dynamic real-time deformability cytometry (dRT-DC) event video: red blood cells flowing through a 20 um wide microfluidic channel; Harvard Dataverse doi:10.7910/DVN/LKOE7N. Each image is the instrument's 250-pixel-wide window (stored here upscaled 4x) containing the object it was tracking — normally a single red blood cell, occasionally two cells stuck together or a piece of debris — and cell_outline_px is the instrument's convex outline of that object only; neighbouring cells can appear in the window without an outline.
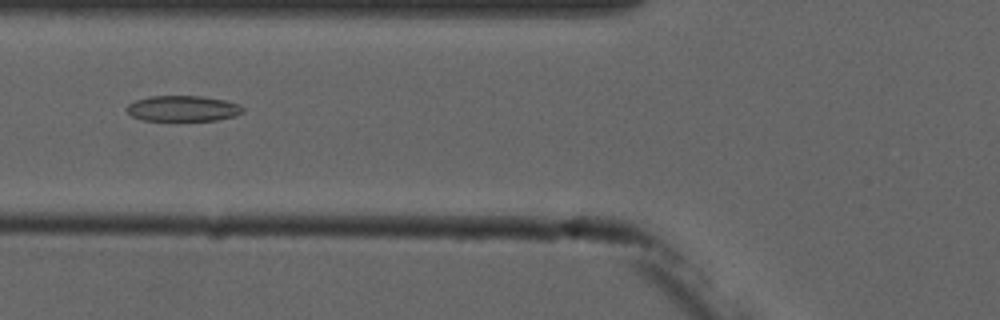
{"species": "common noctule bat (a hibernating species)", "species_latin": "Nyctalus noctula", "temperature_condition": "cold", "stored_images_in_passage": 6, "camera_frame_rate_fps": 3000, "um_per_image_px": 0.085, "animal": {"sex": "male", "forearm_length_mm": 52.5}, "frame": {"image": 1, "passage_image": 5, "time_ms": 5.667, "image_size_px": [1000, 320], "cell_outline_px": [[244, 112], [236, 116], [216, 120], [176, 124], [144, 120], [132, 116], [124, 108], [128, 104], [136, 100], [148, 96], [200, 96], [224, 100], [240, 104], [244, 108]], "centroid_in_image_um": [15.53, 9.28], "position_along_channel_um": 110.3, "area_um2": 18.44}}
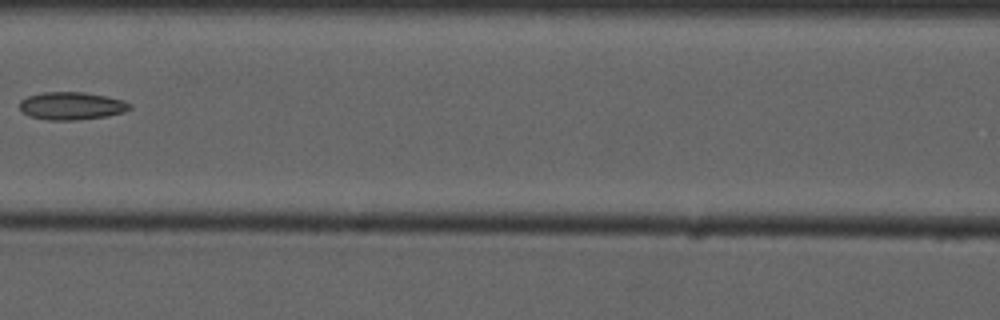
{"frame": {"image": 2, "passage_image": 6, "time_ms": 7.0, "image_size_px": [1000, 320], "cell_outline_px": [[132, 108], [124, 112], [104, 116], [76, 120], [48, 120], [32, 116], [24, 112], [20, 108], [20, 100], [28, 96], [44, 92], [80, 92], [108, 96], [124, 100], [132, 104]], "centroid_in_image_um": [6.12, 8.99], "position_along_channel_um": 160.5, "area_um2": 17.69}}